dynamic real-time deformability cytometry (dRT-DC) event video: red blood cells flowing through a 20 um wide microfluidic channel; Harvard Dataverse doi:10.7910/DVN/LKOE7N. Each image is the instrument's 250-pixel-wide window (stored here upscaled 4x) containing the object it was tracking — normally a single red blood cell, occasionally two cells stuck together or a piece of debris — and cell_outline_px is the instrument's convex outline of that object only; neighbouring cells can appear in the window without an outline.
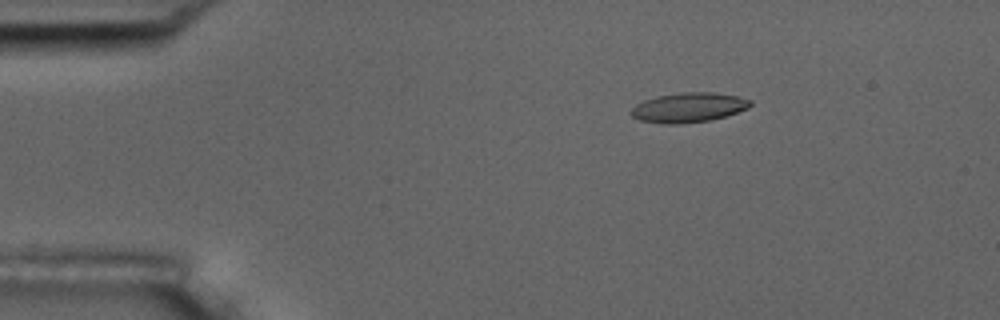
{"species": "common noctule bat (a hibernating species)", "species_latin": "Nyctalus noctula", "temperature_condition": "room temperature", "stored_images_in_passage": 3, "camera_frame_rate_fps": 3000, "um_per_image_px": 0.085, "animal": {"sex": "male", "body_mass_g": 17.5, "forearm_length_mm": 52.3}, "frame": {"image": 1, "passage_image": 1, "time_ms": 0.0, "image_size_px": [1000, 320], "cell_outline_px": [[752, 104], [748, 108], [712, 120], [680, 124], [664, 124], [640, 120], [632, 116], [628, 112], [636, 104], [644, 100], [656, 96], [684, 92], [712, 92], [736, 96], [752, 100]], "centroid_in_image_um": [58.5, 9.14], "position_along_channel_um": 26.5, "area_um2": 20.63}}